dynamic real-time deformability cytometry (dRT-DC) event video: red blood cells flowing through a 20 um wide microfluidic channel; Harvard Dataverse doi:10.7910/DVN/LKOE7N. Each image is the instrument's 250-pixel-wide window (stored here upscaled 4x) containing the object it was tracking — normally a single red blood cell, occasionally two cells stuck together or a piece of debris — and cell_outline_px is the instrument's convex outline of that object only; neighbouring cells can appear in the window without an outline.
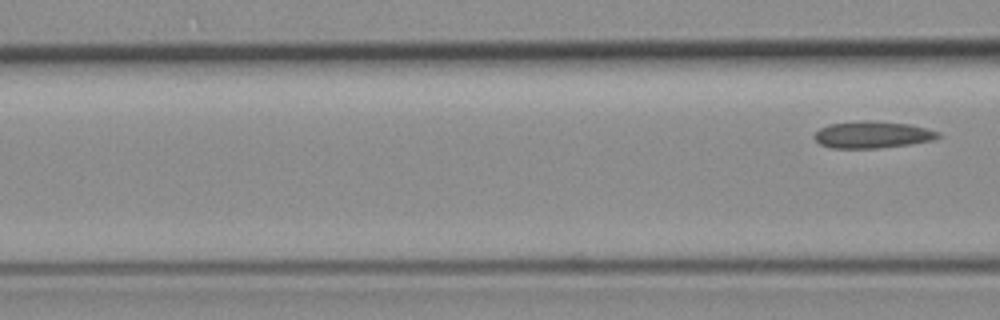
{"species": "common noctule bat (a hibernating species)", "species_latin": "Nyctalus noctula", "temperature_condition": "room temperature", "stored_images_in_passage": 7, "segment_of_instrument_passage": [2, 2], "camera_frame_rate_fps": 3000, "um_per_image_px": 0.085, "animal": {"sex": "female", "body_mass_g": 19.3, "forearm_length_mm": 54.1}, "frame": {"image": 1, "passage_image": 7, "time_ms": 8.0, "image_size_px": [1000, 320], "cell_outline_px": [[940, 136], [936, 140], [912, 144], [880, 148], [832, 148], [820, 144], [812, 136], [820, 128], [828, 124], [860, 120], [868, 120], [908, 124], [928, 128], [940, 132]], "centroid_in_image_um": [74.18, 11.45], "position_along_channel_um": 92.4, "area_um2": 19.65}}